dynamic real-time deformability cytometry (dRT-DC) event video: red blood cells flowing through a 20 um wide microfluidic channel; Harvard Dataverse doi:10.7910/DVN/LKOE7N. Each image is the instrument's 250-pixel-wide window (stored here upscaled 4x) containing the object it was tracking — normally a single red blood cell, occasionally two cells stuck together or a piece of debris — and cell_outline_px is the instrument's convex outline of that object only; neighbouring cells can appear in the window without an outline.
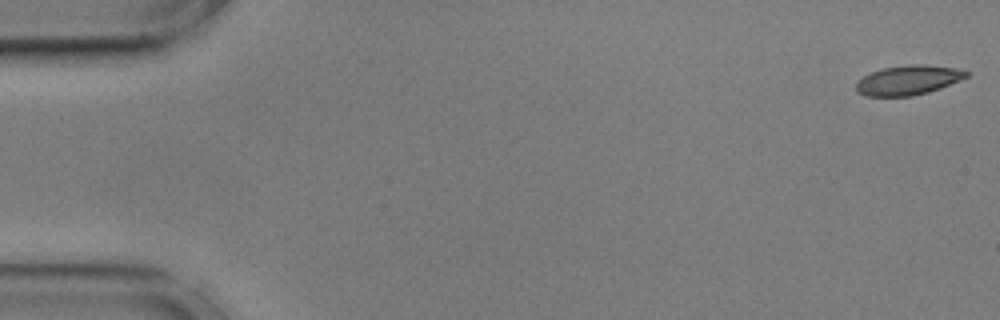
{"species": "common noctule bat (a hibernating species)", "species_latin": "Nyctalus noctula", "temperature_condition": "cold", "stored_images_in_passage": 55, "camera_frame_rate_fps": 3000, "um_per_image_px": 0.085, "animal": {"sex": "male", "body_mass_g": 17.9, "forearm_length_mm": 54.2}, "frame": {"image": 1, "passage_image": 1, "time_ms": 0.0, "image_size_px": [1000, 320], "cell_outline_px": [[968, 76], [960, 80], [940, 88], [928, 92], [912, 96], [864, 96], [856, 92], [856, 84], [864, 76], [872, 72], [884, 68], [908, 64], [924, 64], [956, 68], [968, 72]], "centroid_in_image_um": [77.19, 6.81], "position_along_channel_um": 7.8, "area_um2": 18.9}}
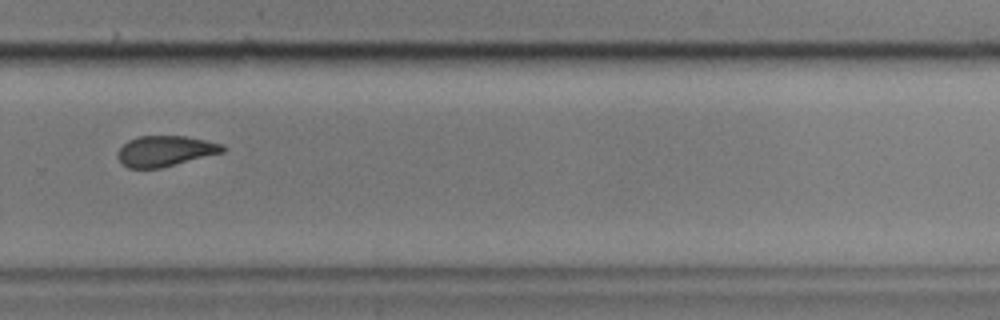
{"frame": {"image": 2, "passage_image": 38, "time_ms": 12.333, "image_size_px": [1000, 320], "cell_outline_px": [[224, 152], [160, 168], [128, 168], [116, 156], [120, 148], [128, 140], [140, 136], [184, 136], [224, 144]], "centroid_in_image_um": [14.04, 12.83], "position_along_channel_um": 315.8, "area_um2": 18.5}}
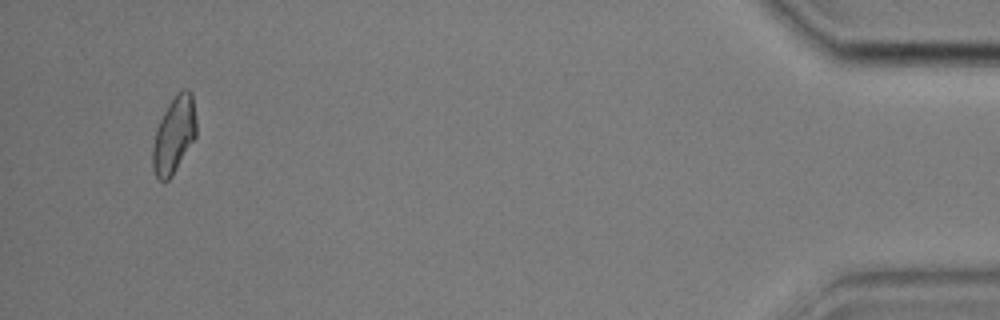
{"frame": {"image": 3, "passage_image": 53, "time_ms": 17.333, "image_size_px": [1000, 320], "cell_outline_px": [[196, 136], [172, 176], [168, 180], [160, 180], [156, 176], [152, 168], [152, 148], [156, 128], [168, 104], [176, 92], [184, 88], [188, 88], [192, 92], [196, 120]], "centroid_in_image_um": [14.79, 11.43], "position_along_channel_um": 420.4, "area_um2": 19.59}, "authors_computed_cell_mechanics": {"area_um2": 19.5942, "velocity_mm_per_s": 3.5926, "shape_relaxation_time_tau1_ms": 6.3095, "shape_relaxation_time_tau2_ms": 5.8933, "deformation_change_tau1": 0.1265, "deformation_change_tau2": 0.1098}}